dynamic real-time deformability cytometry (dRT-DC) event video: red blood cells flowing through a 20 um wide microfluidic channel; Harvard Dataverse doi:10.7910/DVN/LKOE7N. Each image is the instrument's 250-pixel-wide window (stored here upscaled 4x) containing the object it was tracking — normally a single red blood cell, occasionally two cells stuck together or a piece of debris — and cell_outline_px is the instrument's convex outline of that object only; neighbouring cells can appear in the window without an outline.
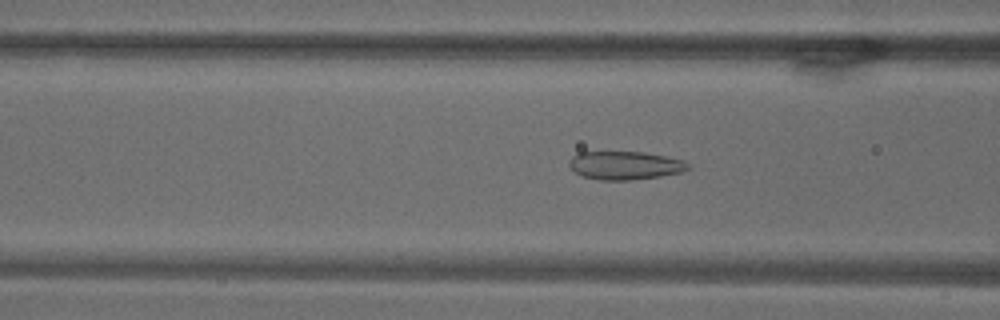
{"species": "common noctule bat (a hibernating species)", "species_latin": "Nyctalus noctula", "temperature_condition": "warm", "stored_images_in_passage": 71, "camera_frame_rate_fps": 3000, "um_per_image_px": 0.085, "animal": {"sex": "male", "body_mass_g": 18.8}, "frame": {"image": 1, "passage_image": 28, "time_ms": 9.0, "image_size_px": [1000, 320], "cell_outline_px": [[692, 168], [680, 172], [660, 176], [632, 180], [600, 180], [580, 176], [568, 168], [568, 160], [572, 156], [580, 152], [644, 152], [684, 160]], "centroid_in_image_um": [53.07, 14.06], "position_along_channel_um": 113.5, "area_um2": 19.83}}
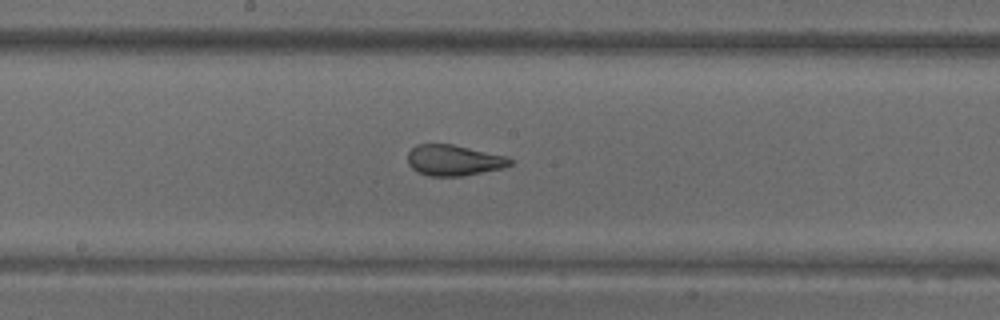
{"frame": {"image": 2, "passage_image": 38, "time_ms": 12.333, "image_size_px": [1000, 320], "cell_outline_px": [[512, 164], [504, 168], [464, 176], [428, 176], [416, 172], [408, 164], [408, 152], [416, 144], [452, 144], [504, 156], [512, 160]], "centroid_in_image_um": [38.54, 13.64], "position_along_channel_um": 209.7, "area_um2": 18.38}}
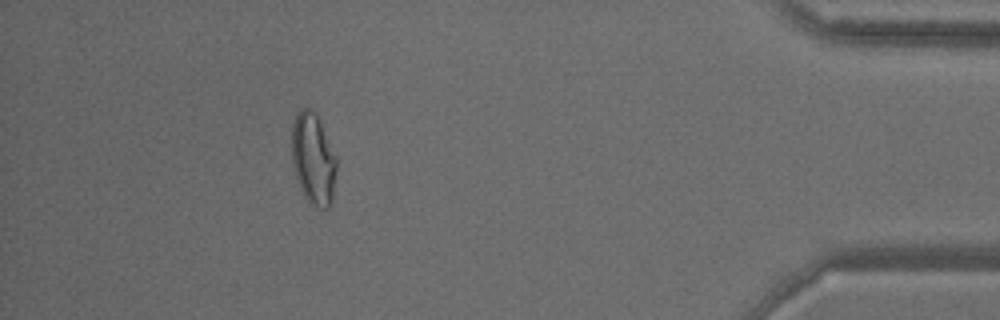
{"frame": {"image": 3, "passage_image": 64, "time_ms": 21.0, "image_size_px": [1000, 320], "cell_outline_px": [[336, 172], [332, 200], [328, 208], [316, 208], [308, 204], [300, 188], [292, 164], [292, 124], [296, 112], [300, 108], [312, 108], [316, 112], [320, 120], [336, 156]], "centroid_in_image_um": [26.62, 13.49], "position_along_channel_um": 408.6, "area_um2": 24.28}}